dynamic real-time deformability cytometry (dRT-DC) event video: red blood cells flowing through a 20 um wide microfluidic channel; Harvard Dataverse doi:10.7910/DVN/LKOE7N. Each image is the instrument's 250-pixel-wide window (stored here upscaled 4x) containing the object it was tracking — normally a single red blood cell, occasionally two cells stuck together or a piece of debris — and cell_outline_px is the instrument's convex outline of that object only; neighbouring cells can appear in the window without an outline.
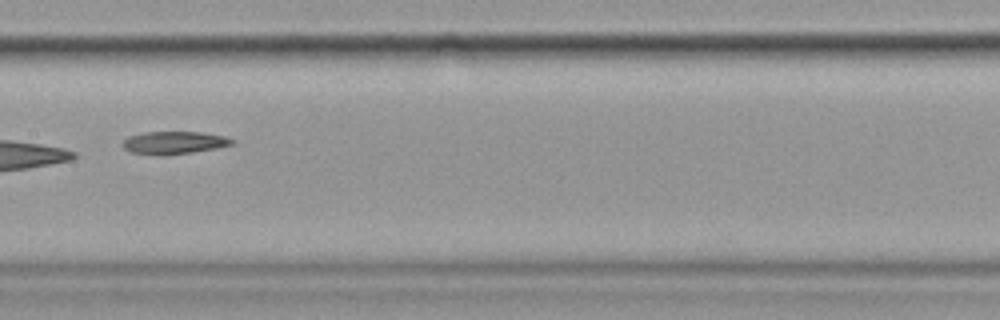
{"species": "common noctule bat (a hibernating species)", "species_latin": "Nyctalus noctula", "temperature_condition": "cold", "stored_images_in_passage": 14, "camera_frame_rate_fps": 3000, "um_per_image_px": 0.085, "animal": {"sex": "female", "body_mass_g": 19.9}, "frame": {"image": 1, "passage_image": 8, "time_ms": 9.333, "image_size_px": [1000, 320], "cell_outline_px": [[236, 144], [216, 148], [192, 152], [164, 156], [160, 156], [132, 152], [124, 148], [120, 144], [128, 136], [144, 132], [200, 132], [224, 136], [236, 140]], "centroid_in_image_um": [14.8, 12.13], "position_along_channel_um": 192.6, "area_um2": 14.62}}
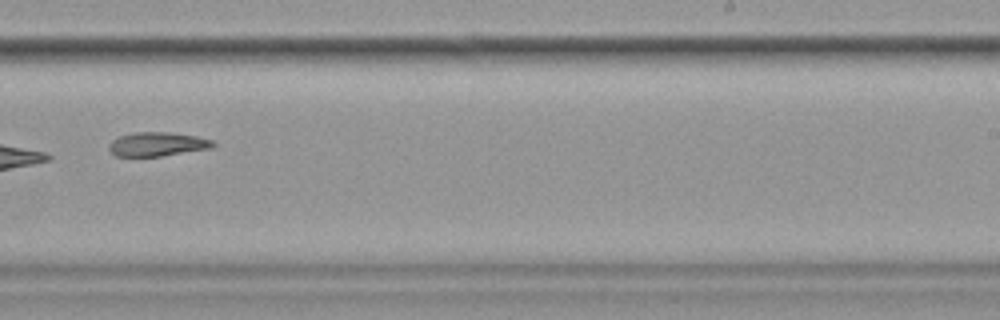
{"frame": {"image": 2, "passage_image": 10, "time_ms": 11.667, "image_size_px": [1000, 320], "cell_outline_px": [[216, 144], [212, 148], [160, 156], [116, 156], [108, 148], [108, 144], [112, 140], [120, 136], [132, 132], [168, 132], [196, 136], [212, 140]], "centroid_in_image_um": [13.36, 12.25], "position_along_channel_um": 275.6, "area_um2": 14.51}}
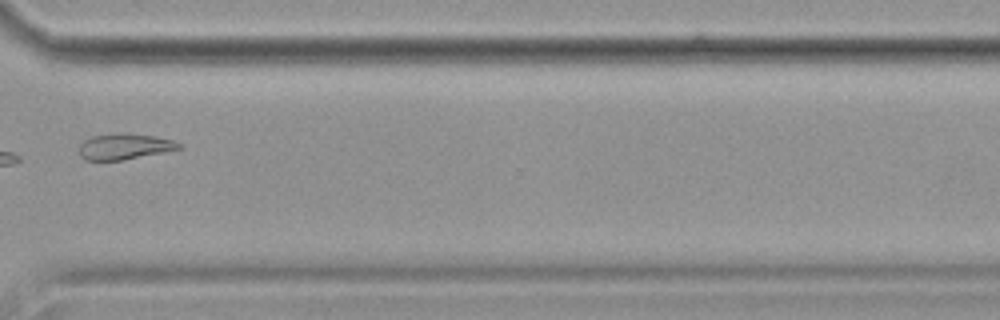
{"frame": {"image": 3, "passage_image": 12, "time_ms": 14.0, "image_size_px": [1000, 320], "cell_outline_px": [[180, 148], [124, 160], [84, 160], [80, 156], [80, 144], [84, 140], [92, 136], [116, 132], [120, 132], [156, 136], [172, 140], [180, 144]], "centroid_in_image_um": [10.53, 12.44], "position_along_channel_um": 360.1, "area_um2": 14.97}, "authors_computed_cell_mechanics": {"area_um2": 21.2415, "velocity_mm_per_s": 3.5873, "shape_relaxation_time_tau1_ms": null, "shape_relaxation_time_tau2_ms": 1.5942, "deformation_change_tau1": null, "deformation_change_tau2": 0.0751}}